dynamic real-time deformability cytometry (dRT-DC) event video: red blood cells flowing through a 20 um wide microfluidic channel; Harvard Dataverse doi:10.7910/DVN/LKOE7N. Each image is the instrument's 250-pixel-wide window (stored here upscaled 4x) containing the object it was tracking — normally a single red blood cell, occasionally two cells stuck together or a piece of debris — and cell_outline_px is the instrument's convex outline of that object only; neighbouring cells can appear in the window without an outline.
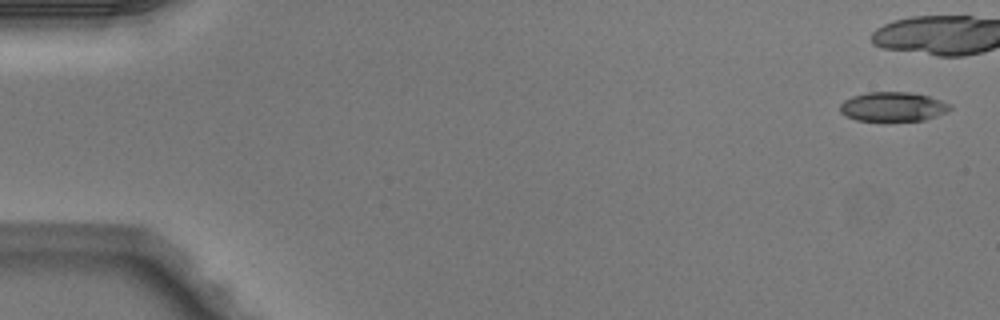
{"species": "Egyptian fruit bat (a non-hibernating species)", "species_latin": "Rousettus aegyptiacus", "temperature_condition": "warm", "stored_images_in_passage": 6, "camera_frame_rate_fps": 3000, "um_per_image_px": 0.085, "animal": {"sex": "male"}, "frame": {"image": 1, "passage_image": 1, "time_ms": 0.0, "image_size_px": [1000, 320], "cell_outline_px": [[952, 108], [948, 112], [924, 120], [856, 120], [840, 112], [840, 104], [844, 100], [852, 96], [868, 92], [908, 92], [928, 96], [952, 104]], "centroid_in_image_um": [75.92, 9.06], "position_along_channel_um": 9.1, "area_um2": 18.67}}